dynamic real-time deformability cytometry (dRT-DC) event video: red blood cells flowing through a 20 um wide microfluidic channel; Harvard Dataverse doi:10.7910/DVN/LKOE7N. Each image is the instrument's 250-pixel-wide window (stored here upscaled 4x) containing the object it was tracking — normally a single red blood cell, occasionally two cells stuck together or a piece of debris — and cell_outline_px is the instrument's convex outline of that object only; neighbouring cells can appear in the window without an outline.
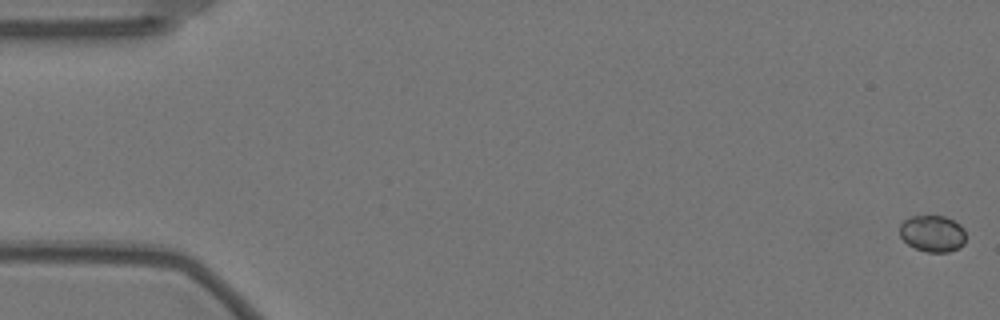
{"species": "Egyptian fruit bat (a non-hibernating species)", "species_latin": "Rousettus aegyptiacus", "temperature_condition": "warm", "stored_images_in_passage": 60, "camera_frame_rate_fps": 3000, "um_per_image_px": 0.085, "animal": {"sex": "female"}, "frame": {"image": 1, "passage_image": 1, "time_ms": 0.0, "image_size_px": [1000, 320], "cell_outline_px": [[964, 244], [960, 248], [948, 252], [928, 252], [916, 248], [908, 244], [900, 236], [900, 224], [908, 216], [944, 216], [960, 224], [964, 228]], "centroid_in_image_um": [79.26, 19.85], "position_along_channel_um": 5.7, "area_um2": 14.1}}
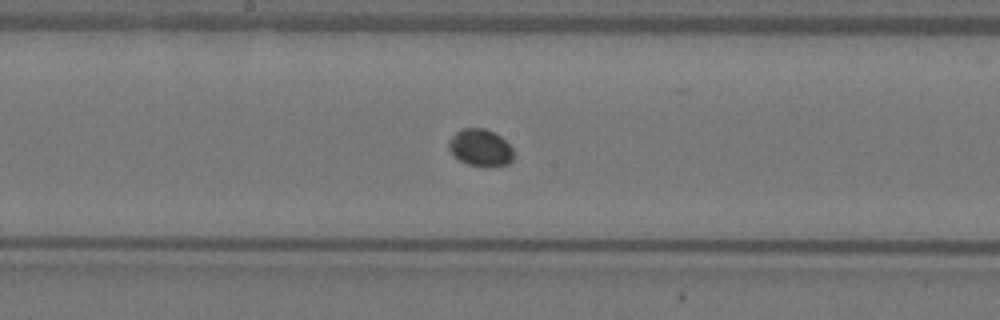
{"frame": {"image": 2, "passage_image": 31, "time_ms": 10.0, "image_size_px": [1000, 320], "cell_outline_px": [[512, 160], [508, 164], [488, 168], [468, 164], [452, 156], [448, 148], [448, 140], [460, 128], [484, 128], [500, 136], [512, 148]], "centroid_in_image_um": [40.79, 12.57], "position_along_channel_um": 207.4, "area_um2": 14.16}}
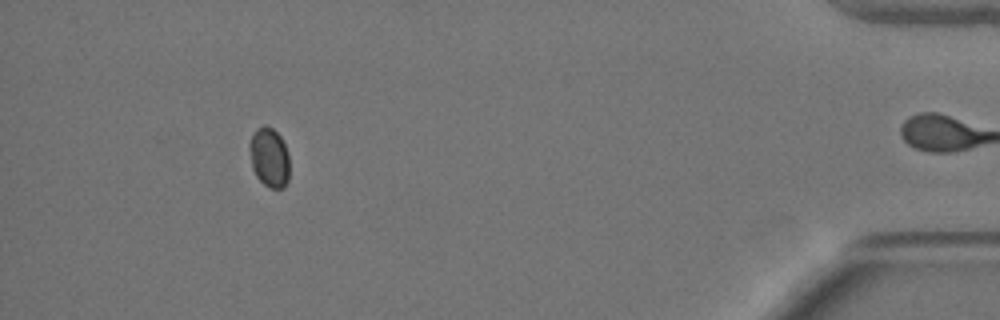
{"frame": {"image": 3, "passage_image": 54, "time_ms": 17.667, "image_size_px": [1000, 320], "cell_outline_px": [[288, 180], [284, 188], [268, 188], [256, 176], [252, 168], [248, 148], [248, 144], [256, 128], [264, 124], [272, 128], [280, 136], [288, 152]], "centroid_in_image_um": [22.86, 13.37], "position_along_channel_um": 412.3, "area_um2": 13.99}}